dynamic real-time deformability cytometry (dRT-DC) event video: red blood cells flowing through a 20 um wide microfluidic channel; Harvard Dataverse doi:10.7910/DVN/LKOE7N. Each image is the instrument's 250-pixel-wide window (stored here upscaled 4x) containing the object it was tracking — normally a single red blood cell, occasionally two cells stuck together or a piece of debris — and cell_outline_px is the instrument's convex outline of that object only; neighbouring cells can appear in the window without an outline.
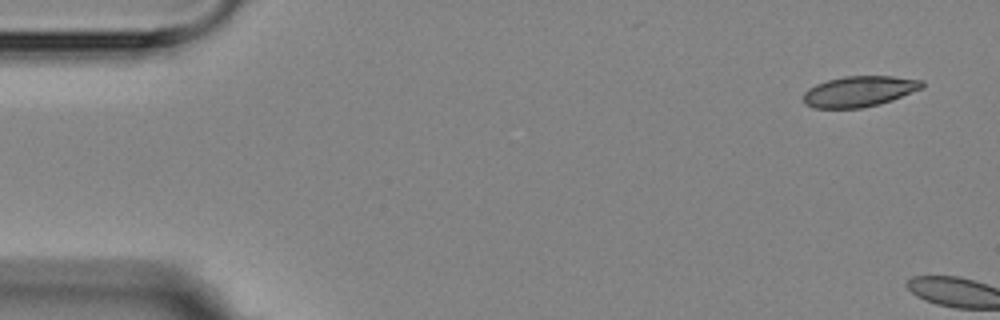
{"species": "Egyptian fruit bat (a non-hibernating species)", "species_latin": "Rousettus aegyptiacus", "temperature_condition": "room temperature", "stored_images_in_passage": 2, "camera_frame_rate_fps": 3000, "um_per_image_px": 0.085, "animal": {"sex": "female"}, "frame": {"image": 1, "passage_image": 1, "time_ms": 0.0, "image_size_px": [1000, 320], "cell_outline_px": [[924, 88], [892, 100], [860, 108], [812, 108], [804, 104], [804, 92], [808, 88], [816, 84], [828, 80], [844, 76], [892, 76], [924, 80]], "centroid_in_image_um": [73.04, 7.76], "position_along_channel_um": 12.0, "area_um2": 21.27}}